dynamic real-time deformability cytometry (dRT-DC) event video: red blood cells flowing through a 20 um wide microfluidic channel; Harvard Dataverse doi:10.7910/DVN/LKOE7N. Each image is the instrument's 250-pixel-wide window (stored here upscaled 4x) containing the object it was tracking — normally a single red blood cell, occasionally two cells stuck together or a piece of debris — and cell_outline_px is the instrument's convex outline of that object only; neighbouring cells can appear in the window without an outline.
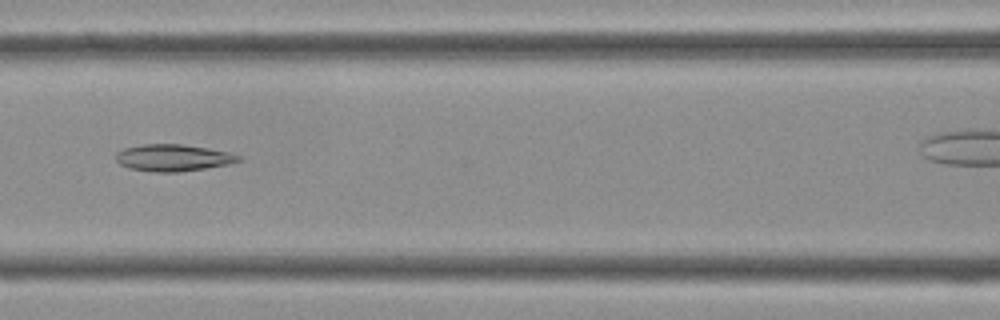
{"species": "Egyptian fruit bat (a non-hibernating species)", "species_latin": "Rousettus aegyptiacus", "temperature_condition": "cold", "stored_images_in_passage": 34, "camera_frame_rate_fps": 3000, "um_per_image_px": 0.085, "frame": {"image": 1, "passage_image": 18, "time_ms": 5.667, "image_size_px": [1000, 320], "cell_outline_px": [[244, 160], [228, 164], [180, 172], [156, 172], [128, 168], [120, 164], [116, 160], [116, 152], [124, 148], [140, 144], [180, 144], [208, 148], [232, 152], [240, 156]], "centroid_in_image_um": [14.73, 13.4], "position_along_channel_um": 151.9, "area_um2": 19.31}}
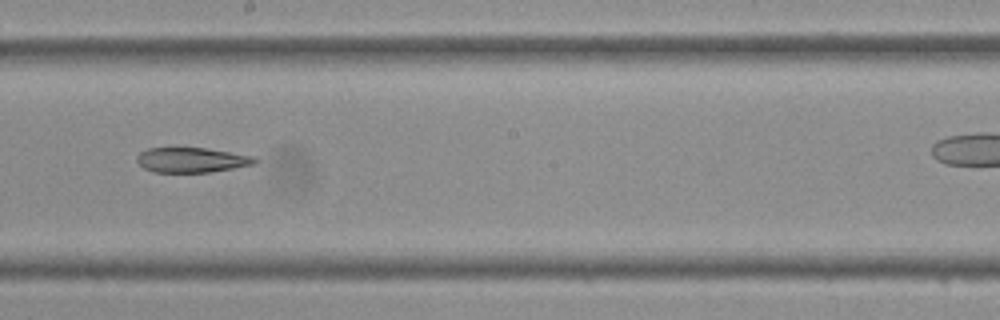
{"frame": {"image": 2, "passage_image": 23, "time_ms": 7.333, "image_size_px": [1000, 320], "cell_outline_px": [[260, 160], [256, 164], [208, 172], [152, 172], [144, 168], [136, 160], [136, 156], [140, 152], [148, 148], [204, 148], [256, 156]], "centroid_in_image_um": [16.31, 13.6], "position_along_channel_um": 231.9, "area_um2": 17.17}}
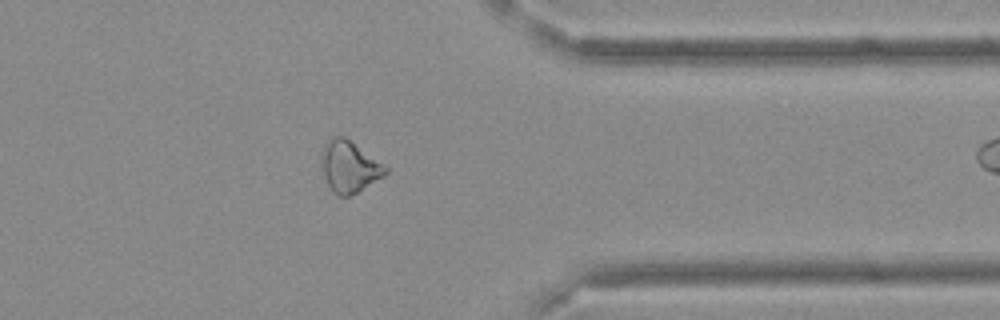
{"frame": {"image": 3, "passage_image": 33, "time_ms": 10.667, "image_size_px": [1000, 320], "cell_outline_px": [[388, 172], [384, 176], [356, 192], [348, 196], [340, 196], [332, 192], [324, 176], [320, 164], [320, 156], [328, 140], [336, 136], [344, 136], [384, 164], [388, 168]], "centroid_in_image_um": [29.68, 14.17], "position_along_channel_um": 381.7, "area_um2": 19.02}}